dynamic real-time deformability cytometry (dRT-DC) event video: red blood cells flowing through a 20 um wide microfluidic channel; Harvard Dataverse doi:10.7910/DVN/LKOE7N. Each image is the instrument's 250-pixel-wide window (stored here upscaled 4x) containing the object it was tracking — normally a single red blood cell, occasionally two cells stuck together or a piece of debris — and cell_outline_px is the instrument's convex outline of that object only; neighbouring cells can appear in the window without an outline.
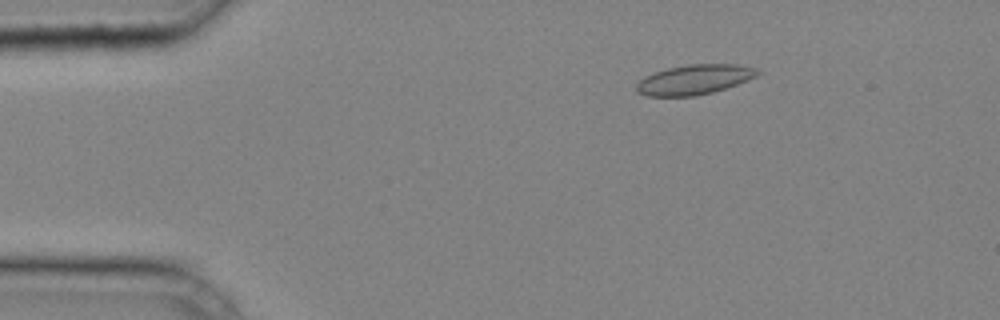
{"species": "common noctule bat (a hibernating species)", "species_latin": "Nyctalus noctula", "temperature_condition": "cold", "stored_images_in_passage": 33, "camera_frame_rate_fps": 3000, "um_per_image_px": 0.085, "animal": {"sex": "male", "body_mass_g": 20.4}, "frame": {"image": 1, "passage_image": 2, "time_ms": 0.333, "image_size_px": [1000, 320], "cell_outline_px": [[760, 72], [756, 76], [748, 80], [712, 92], [696, 96], [648, 96], [636, 92], [636, 84], [644, 76], [668, 68], [688, 64], [736, 64], [756, 68]], "centroid_in_image_um": [58.99, 6.76], "position_along_channel_um": 26.0, "area_um2": 20.92}}
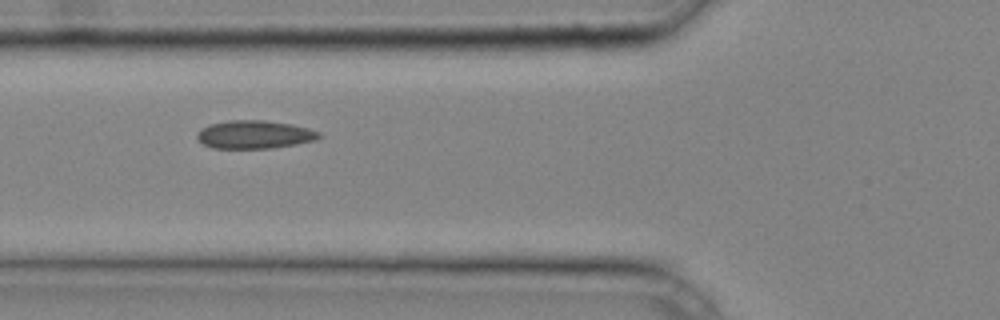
{"frame": {"image": 2, "passage_image": 11, "time_ms": 3.333, "image_size_px": [1000, 320], "cell_outline_px": [[324, 136], [316, 140], [296, 144], [272, 148], [212, 148], [204, 144], [196, 136], [196, 132], [200, 128], [208, 124], [228, 120], [264, 120], [292, 124], [308, 128], [320, 132]], "centroid_in_image_um": [21.64, 11.42], "position_along_channel_um": 104.2, "area_um2": 20.23}}
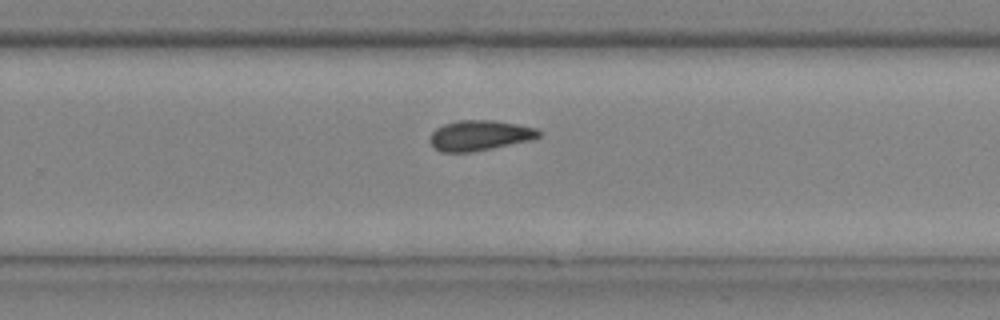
{"frame": {"image": 3, "passage_image": 23, "time_ms": 7.333, "image_size_px": [1000, 320], "cell_outline_px": [[540, 136], [532, 140], [472, 152], [440, 152], [432, 144], [432, 132], [436, 128], [444, 124], [456, 120], [492, 120], [516, 124], [536, 128], [540, 132]], "centroid_in_image_um": [40.79, 11.51], "position_along_channel_um": 289.0, "area_um2": 19.02}}